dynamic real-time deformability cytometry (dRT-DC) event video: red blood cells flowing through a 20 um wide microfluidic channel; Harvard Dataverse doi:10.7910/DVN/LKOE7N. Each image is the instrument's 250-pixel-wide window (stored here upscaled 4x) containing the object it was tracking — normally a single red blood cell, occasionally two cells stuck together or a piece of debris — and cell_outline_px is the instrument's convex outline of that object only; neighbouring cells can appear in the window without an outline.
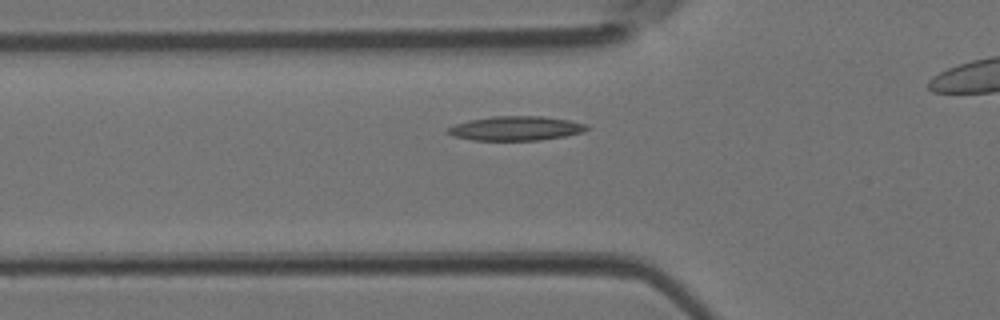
{"species": "Egyptian fruit bat (a non-hibernating species)", "species_latin": "Rousettus aegyptiacus", "temperature_condition": "room temperature", "stored_images_in_passage": 32, "camera_frame_rate_fps": 3000, "um_per_image_px": 0.085, "animal": {"sex": "female"}, "frame": {"image": 1, "passage_image": 7, "time_ms": 2.0, "image_size_px": [1000, 320], "cell_outline_px": [[588, 128], [584, 132], [564, 136], [540, 140], [472, 140], [452, 136], [444, 132], [444, 128], [468, 120], [492, 116], [544, 116], [568, 120], [588, 124]], "centroid_in_image_um": [43.8, 10.91], "position_along_channel_um": 82.0, "area_um2": 19.88}}
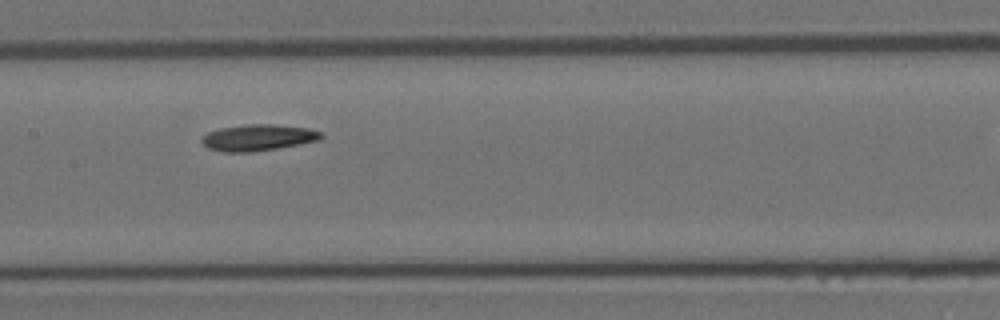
{"frame": {"image": 2, "passage_image": 14, "time_ms": 4.333, "image_size_px": [1000, 320], "cell_outline_px": [[324, 136], [320, 140], [300, 144], [276, 148], [248, 152], [220, 152], [208, 148], [200, 140], [208, 132], [220, 128], [248, 124], [272, 124], [308, 128], [320, 132]], "centroid_in_image_um": [21.93, 11.69], "position_along_channel_um": 185.5, "area_um2": 18.21}}
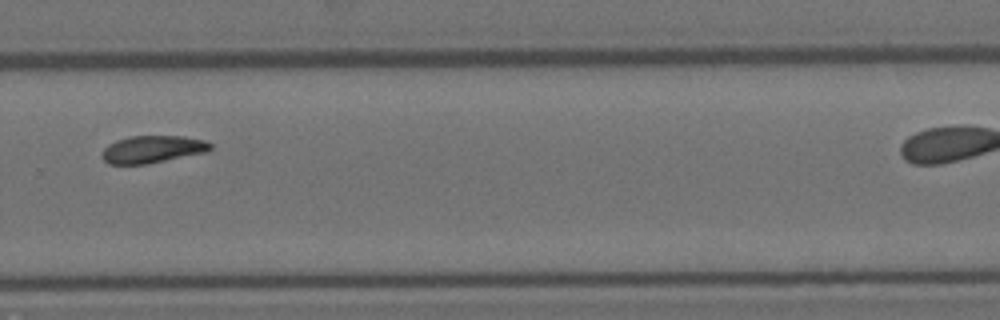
{"frame": {"image": 3, "passage_image": 23, "time_ms": 7.333, "image_size_px": [1000, 320], "cell_outline_px": [[212, 148], [208, 152], [148, 164], [108, 164], [100, 156], [104, 148], [108, 144], [116, 140], [132, 136], [184, 136], [204, 140], [212, 144]], "centroid_in_image_um": [12.97, 12.69], "position_along_channel_um": 316.8, "area_um2": 17.46}}